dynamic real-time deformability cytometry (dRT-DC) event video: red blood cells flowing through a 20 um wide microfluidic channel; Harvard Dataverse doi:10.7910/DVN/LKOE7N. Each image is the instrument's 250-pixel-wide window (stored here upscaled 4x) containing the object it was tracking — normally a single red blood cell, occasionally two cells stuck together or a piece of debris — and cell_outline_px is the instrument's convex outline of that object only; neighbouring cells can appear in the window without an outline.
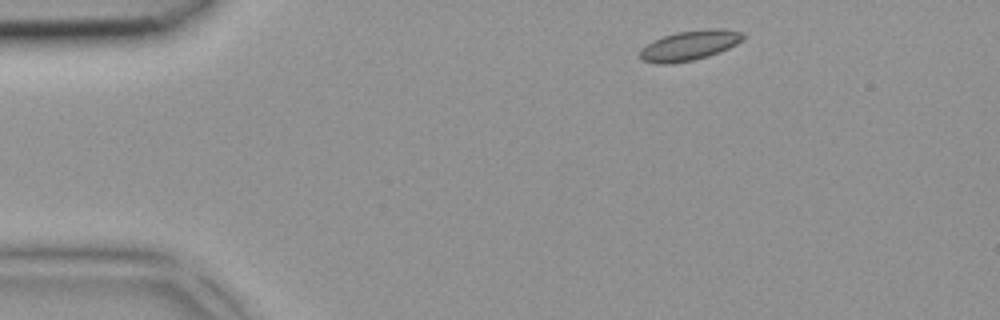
{"species": "common noctule bat (a hibernating species)", "species_latin": "Nyctalus noctula", "temperature_condition": "room temperature", "stored_images_in_passage": 4, "camera_frame_rate_fps": 3000, "um_per_image_px": 0.085, "animal": {"sex": "female", "body_mass_g": 18.4}, "frame": {"image": 1, "passage_image": 1, "time_ms": 0.0, "image_size_px": [1000, 320], "cell_outline_px": [[744, 36], [736, 44], [728, 48], [708, 56], [692, 60], [668, 64], [660, 64], [644, 60], [640, 56], [640, 52], [652, 40], [676, 32], [716, 28], [720, 28], [740, 32]], "centroid_in_image_um": [58.6, 3.86], "position_along_channel_um": 26.4, "area_um2": 17.46}}
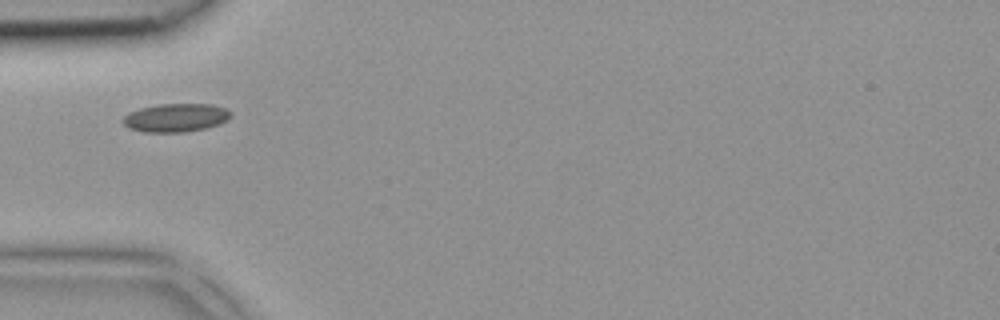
{"frame": {"image": 2, "passage_image": 3, "time_ms": 0.667, "image_size_px": [1000, 320], "cell_outline_px": [[232, 116], [220, 124], [204, 128], [184, 132], [144, 132], [128, 128], [120, 120], [128, 112], [140, 108], [156, 104], [212, 104], [224, 108], [232, 112]], "centroid_in_image_um": [14.91, 10.0], "position_along_channel_um": 70.1, "area_um2": 17.98}}